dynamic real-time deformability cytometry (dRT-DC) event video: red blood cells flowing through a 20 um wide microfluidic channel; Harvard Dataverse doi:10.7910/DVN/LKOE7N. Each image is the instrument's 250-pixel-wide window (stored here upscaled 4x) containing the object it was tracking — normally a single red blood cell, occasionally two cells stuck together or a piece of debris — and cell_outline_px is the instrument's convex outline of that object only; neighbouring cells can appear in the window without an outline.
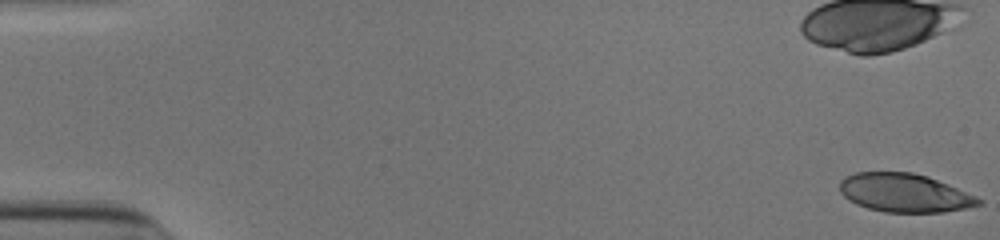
{"species": "human", "species_latin": "Homo sapiens", "temperature_condition": "cold", "stored_images_in_passage": 20, "camera_frame_rate_fps": 3000, "um_per_image_px": 0.085, "donor": {"sex": "male"}, "frame": {"image": 1, "passage_image": 1, "time_ms": 0.0, "image_size_px": [1000, 240], "cell_outline_px": [[984, 204], [944, 212], [884, 212], [868, 208], [856, 204], [848, 200], [840, 192], [840, 180], [844, 176], [856, 172], [912, 172], [928, 176], [976, 196], [984, 200]], "centroid_in_image_um": [76.87, 16.39], "position_along_channel_um": 8.1, "area_um2": 31.27}}